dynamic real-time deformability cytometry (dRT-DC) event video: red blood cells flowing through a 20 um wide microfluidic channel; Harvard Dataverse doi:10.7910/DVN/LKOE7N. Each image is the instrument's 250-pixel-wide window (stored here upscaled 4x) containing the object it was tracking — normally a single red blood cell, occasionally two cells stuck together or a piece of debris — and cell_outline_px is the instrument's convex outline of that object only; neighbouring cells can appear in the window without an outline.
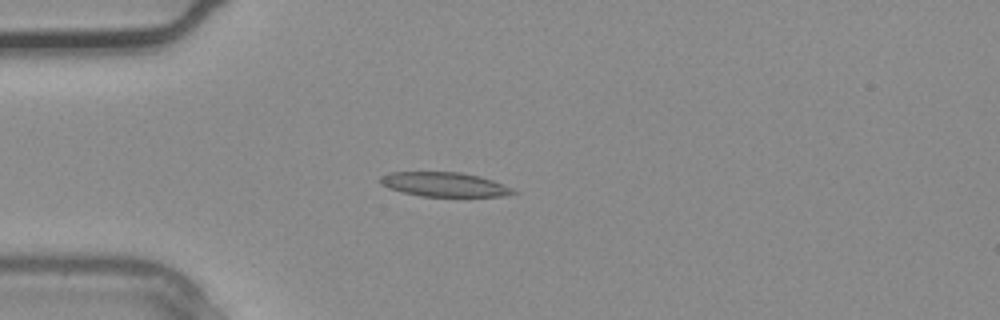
{"species": "common noctule bat (a hibernating species)", "species_latin": "Nyctalus noctula", "temperature_condition": "warm", "stored_images_in_passage": 3, "camera_frame_rate_fps": 3000, "um_per_image_px": 0.085, "animal": {"sex": "male", "body_mass_g": 20.4}, "frame": {"image": 1, "passage_image": 3, "time_ms": 0.667, "image_size_px": [1000, 320], "cell_outline_px": [[520, 192], [504, 196], [420, 196], [388, 188], [380, 184], [380, 176], [388, 172], [460, 172], [480, 176], [492, 180], [512, 188]], "centroid_in_image_um": [37.76, 15.67], "position_along_channel_um": 47.2, "area_um2": 18.84}}